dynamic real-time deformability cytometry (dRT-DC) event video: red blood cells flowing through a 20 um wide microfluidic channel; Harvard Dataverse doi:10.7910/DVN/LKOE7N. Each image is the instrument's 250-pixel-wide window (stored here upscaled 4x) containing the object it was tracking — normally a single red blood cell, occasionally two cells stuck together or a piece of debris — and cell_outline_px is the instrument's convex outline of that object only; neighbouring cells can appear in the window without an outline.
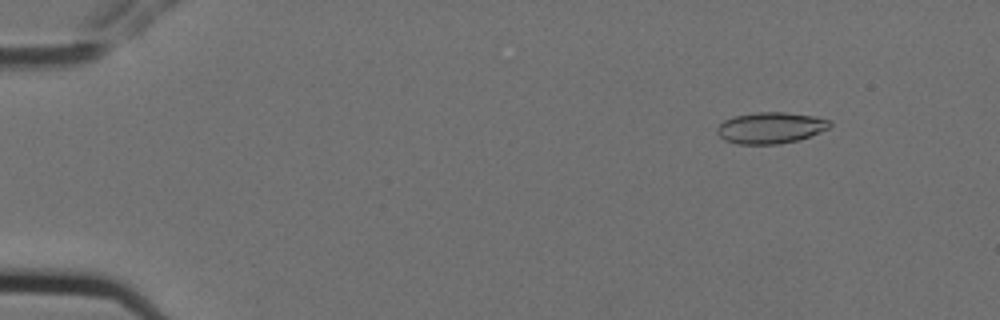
{"species": "Egyptian fruit bat (a non-hibernating species)", "species_latin": "Rousettus aegyptiacus", "temperature_condition": "cold", "stored_images_in_passage": 4, "camera_frame_rate_fps": 3000, "um_per_image_px": 0.085, "animal": {"sex": "female"}, "frame": {"image": 1, "passage_image": 2, "time_ms": 0.333, "image_size_px": [1000, 320], "cell_outline_px": [[832, 124], [828, 128], [808, 136], [796, 140], [780, 144], [736, 144], [724, 140], [716, 132], [716, 128], [724, 120], [732, 116], [756, 112], [784, 112], [816, 116], [832, 120]], "centroid_in_image_um": [65.47, 10.85], "position_along_channel_um": 19.5, "area_um2": 20.63}}